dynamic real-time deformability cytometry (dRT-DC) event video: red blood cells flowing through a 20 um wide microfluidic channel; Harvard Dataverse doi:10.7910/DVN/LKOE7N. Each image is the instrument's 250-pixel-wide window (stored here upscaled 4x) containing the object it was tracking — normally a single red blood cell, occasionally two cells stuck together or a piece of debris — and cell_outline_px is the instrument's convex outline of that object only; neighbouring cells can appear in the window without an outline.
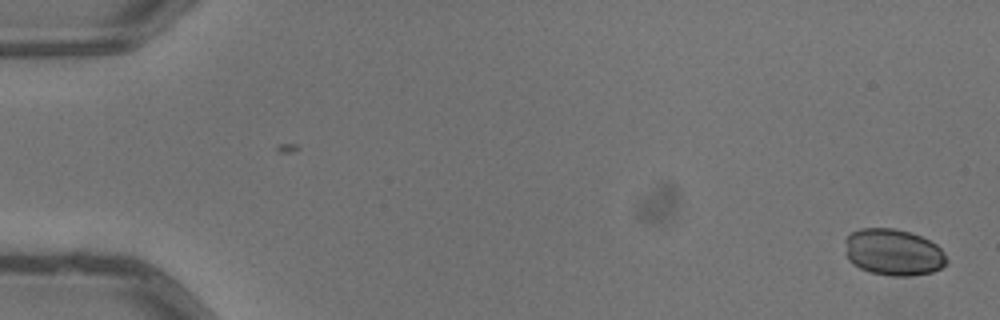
{"species": "common noctule bat (a hibernating species)", "species_latin": "Nyctalus noctula", "temperature_condition": "warm", "stored_images_in_passage": 2, "camera_frame_rate_fps": 3000, "um_per_image_px": 0.085, "animal": {"sex": "male", "body_mass_g": 13.3}, "frame": {"image": 1, "passage_image": 2, "time_ms": 0.333, "image_size_px": [1000, 320], "cell_outline_px": [[948, 264], [932, 272], [908, 276], [888, 276], [872, 272], [860, 268], [852, 264], [848, 260], [844, 252], [844, 240], [852, 232], [860, 228], [892, 228], [908, 232], [920, 236], [936, 244], [944, 252], [948, 260]], "centroid_in_image_um": [75.91, 21.45], "position_along_channel_um": 9.1, "area_um2": 27.8}}